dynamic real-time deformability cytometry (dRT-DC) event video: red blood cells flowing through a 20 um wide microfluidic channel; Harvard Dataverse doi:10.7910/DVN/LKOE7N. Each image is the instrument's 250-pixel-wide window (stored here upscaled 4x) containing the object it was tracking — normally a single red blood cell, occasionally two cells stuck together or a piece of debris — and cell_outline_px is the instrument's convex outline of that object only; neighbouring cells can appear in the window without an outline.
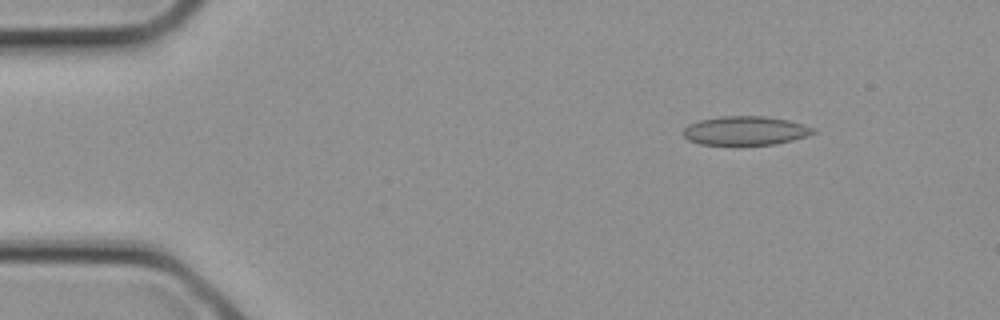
{"species": "common noctule bat (a hibernating species)", "species_latin": "Nyctalus noctula", "temperature_condition": "cold", "stored_images_in_passage": 4, "camera_frame_rate_fps": 3000, "um_per_image_px": 0.085, "animal": {"sex": "female", "body_mass_g": 21.9}, "frame": {"image": 1, "passage_image": 2, "time_ms": 0.333, "image_size_px": [1000, 320], "cell_outline_px": [[816, 132], [808, 136], [776, 144], [736, 148], [732, 148], [700, 144], [688, 140], [684, 136], [684, 128], [688, 124], [700, 120], [724, 116], [764, 116], [788, 120], [816, 128]], "centroid_in_image_um": [63.34, 11.16], "position_along_channel_um": 21.7, "area_um2": 22.89}}